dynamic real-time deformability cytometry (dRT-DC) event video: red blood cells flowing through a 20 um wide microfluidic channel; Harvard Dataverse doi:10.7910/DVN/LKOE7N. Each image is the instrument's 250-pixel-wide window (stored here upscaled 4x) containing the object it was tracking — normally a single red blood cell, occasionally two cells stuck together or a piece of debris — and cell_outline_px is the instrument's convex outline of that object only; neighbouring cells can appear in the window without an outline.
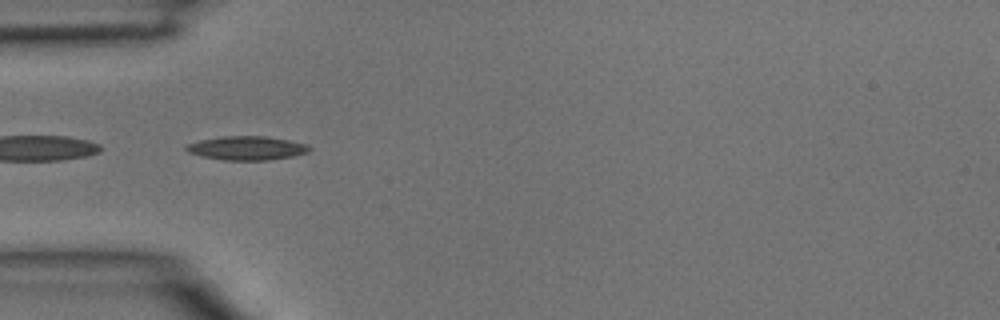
{"species": "common noctule bat (a hibernating species)", "species_latin": "Nyctalus noctula", "temperature_condition": "room temperature", "stored_images_in_passage": 6, "segment_of_instrument_passage": [2, 2], "camera_frame_rate_fps": 3000, "um_per_image_px": 0.085, "animal": {"sex": "male", "body_mass_g": 15.6}, "frame": {"image": 1, "passage_image": 4, "time_ms": 1.0, "image_size_px": [1000, 320], "cell_outline_px": [[312, 148], [308, 152], [292, 156], [268, 160], [224, 160], [200, 156], [188, 152], [184, 148], [188, 144], [200, 140], [224, 136], [264, 136], [288, 140], [308, 144]], "centroid_in_image_um": [20.98, 12.59], "position_along_channel_um": 64.0, "area_um2": 17.05}}
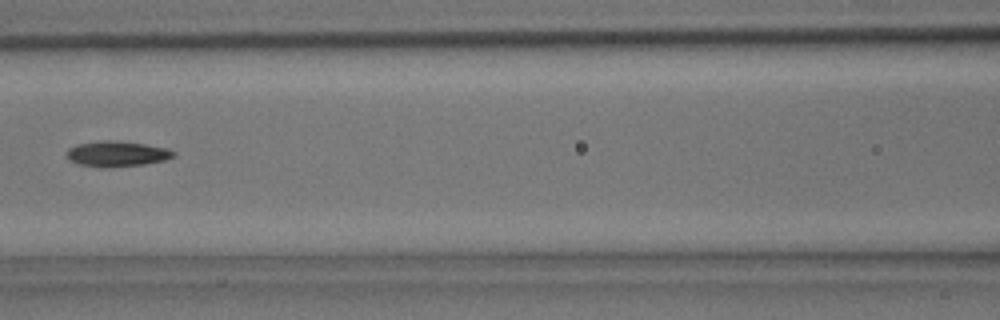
{"frame": {"image": 2, "passage_image": 6, "time_ms": 1.667, "image_size_px": [1000, 320], "cell_outline_px": [[176, 156], [164, 160], [144, 164], [108, 168], [100, 168], [80, 164], [68, 160], [68, 148], [76, 144], [104, 140], [108, 140], [144, 144], [168, 148], [176, 152]], "centroid_in_image_um": [9.95, 13.08], "position_along_channel_um": 156.7, "area_um2": 15.9}}